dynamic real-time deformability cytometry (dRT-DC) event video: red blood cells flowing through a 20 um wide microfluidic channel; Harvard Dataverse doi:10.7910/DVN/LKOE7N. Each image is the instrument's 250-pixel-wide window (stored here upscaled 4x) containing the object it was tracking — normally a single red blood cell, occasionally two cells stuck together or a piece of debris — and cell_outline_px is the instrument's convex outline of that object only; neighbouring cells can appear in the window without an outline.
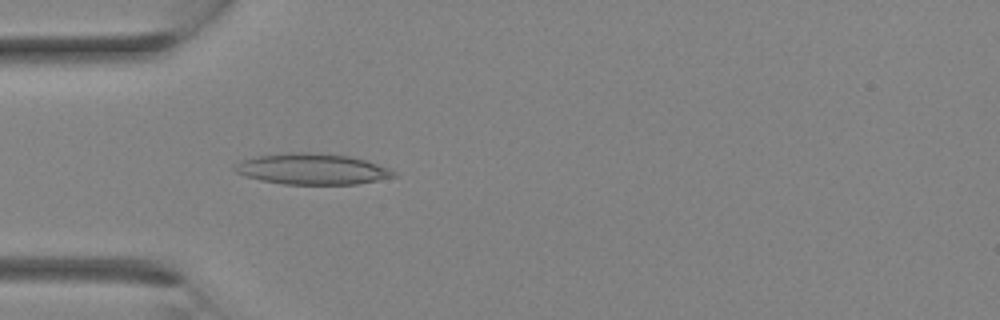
{"species": "Egyptian fruit bat (a non-hibernating species)", "species_latin": "Rousettus aegyptiacus", "temperature_condition": "room temperature", "stored_images_in_passage": 9, "camera_frame_rate_fps": 3000, "um_per_image_px": 0.085, "animal": {"sex": "female"}, "frame": {"image": 1, "passage_image": 7, "time_ms": 2.0, "image_size_px": [1000, 320], "cell_outline_px": [[396, 176], [356, 184], [284, 184], [260, 180], [244, 176], [236, 172], [232, 168], [240, 160], [256, 156], [288, 152], [320, 152], [348, 156], [364, 160], [388, 168], [396, 172]], "centroid_in_image_um": [26.47, 14.36], "position_along_channel_um": 58.5, "area_um2": 28.67}}
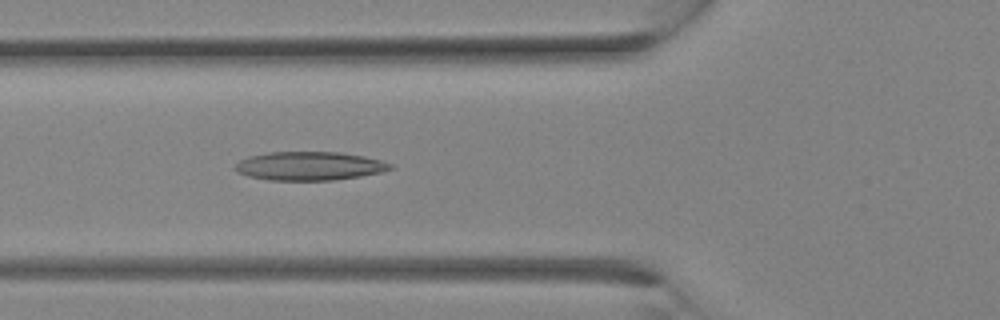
{"frame": {"image": 2, "passage_image": 9, "time_ms": 2.667, "image_size_px": [1000, 320], "cell_outline_px": [[392, 168], [380, 172], [360, 176], [332, 180], [268, 180], [248, 176], [236, 172], [236, 164], [240, 160], [248, 156], [268, 152], [340, 152], [364, 156], [380, 160], [392, 164]], "centroid_in_image_um": [26.27, 14.1], "position_along_channel_um": 99.5, "area_um2": 25.78}}